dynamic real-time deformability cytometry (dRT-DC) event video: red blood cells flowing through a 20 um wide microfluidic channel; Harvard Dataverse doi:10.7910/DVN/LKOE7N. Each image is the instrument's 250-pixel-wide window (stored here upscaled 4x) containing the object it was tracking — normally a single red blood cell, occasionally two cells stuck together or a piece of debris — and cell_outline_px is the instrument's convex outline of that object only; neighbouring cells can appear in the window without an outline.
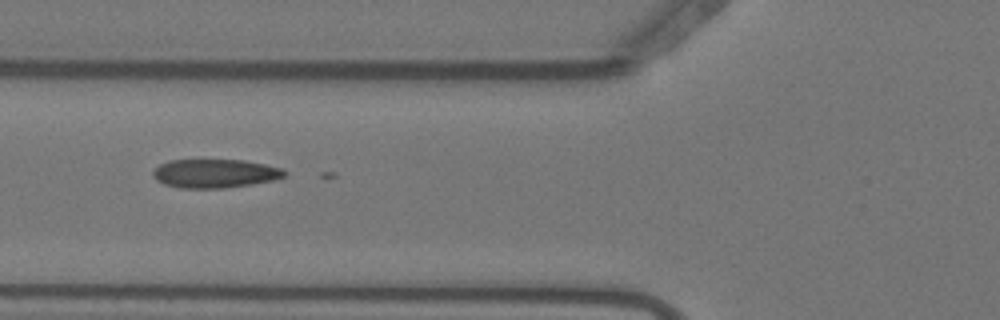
{"species": "Egyptian fruit bat (a non-hibernating species)", "species_latin": "Rousettus aegyptiacus", "temperature_condition": "warm", "stored_images_in_passage": 6, "camera_frame_rate_fps": 3000, "um_per_image_px": 0.085, "animal": {"sex": "female"}, "frame": {"image": 1, "passage_image": 5, "time_ms": 1.333, "image_size_px": [1000, 320], "cell_outline_px": [[288, 172], [284, 176], [272, 180], [252, 184], [224, 188], [180, 188], [164, 184], [156, 180], [152, 176], [152, 172], [160, 164], [168, 160], [244, 160], [264, 164], [280, 168]], "centroid_in_image_um": [18.23, 14.74], "position_along_channel_um": 107.6, "area_um2": 21.96}}